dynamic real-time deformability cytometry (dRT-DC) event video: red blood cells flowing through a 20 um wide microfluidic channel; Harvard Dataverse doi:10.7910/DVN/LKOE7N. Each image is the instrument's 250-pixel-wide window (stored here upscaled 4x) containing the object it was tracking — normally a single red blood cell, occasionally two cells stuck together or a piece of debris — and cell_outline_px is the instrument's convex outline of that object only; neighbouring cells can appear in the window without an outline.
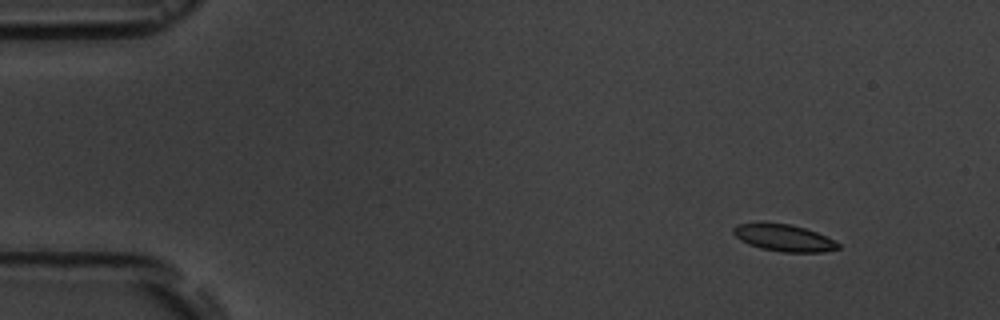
{"species": "common noctule bat (a hibernating species)", "species_latin": "Nyctalus noctula", "temperature_condition": "room temperature", "stored_images_in_passage": 5, "camera_frame_rate_fps": 3000, "um_per_image_px": 0.085, "animal": {"sex": "male", "body_mass_g": 19.5, "forearm_length_mm": 54.6}, "frame": {"image": 1, "passage_image": 1, "time_ms": 0.0, "image_size_px": [1000, 320], "cell_outline_px": [[840, 248], [824, 252], [780, 252], [760, 248], [748, 244], [740, 240], [732, 232], [732, 228], [736, 224], [760, 220], [764, 220], [792, 224], [816, 232], [840, 244]], "centroid_in_image_um": [66.53, 20.17], "position_along_channel_um": 18.5, "area_um2": 16.99}}
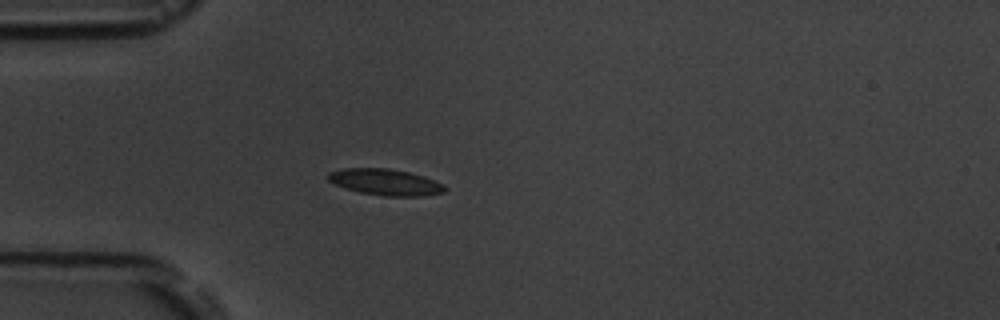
{"frame": {"image": 2, "passage_image": 4, "time_ms": 3.333, "image_size_px": [1000, 320], "cell_outline_px": [[448, 188], [444, 192], [420, 196], [384, 196], [360, 192], [344, 188], [328, 180], [324, 176], [328, 172], [344, 168], [388, 168], [408, 172], [424, 176]], "centroid_in_image_um": [32.69, 15.47], "position_along_channel_um": 52.3, "area_um2": 17.8}}